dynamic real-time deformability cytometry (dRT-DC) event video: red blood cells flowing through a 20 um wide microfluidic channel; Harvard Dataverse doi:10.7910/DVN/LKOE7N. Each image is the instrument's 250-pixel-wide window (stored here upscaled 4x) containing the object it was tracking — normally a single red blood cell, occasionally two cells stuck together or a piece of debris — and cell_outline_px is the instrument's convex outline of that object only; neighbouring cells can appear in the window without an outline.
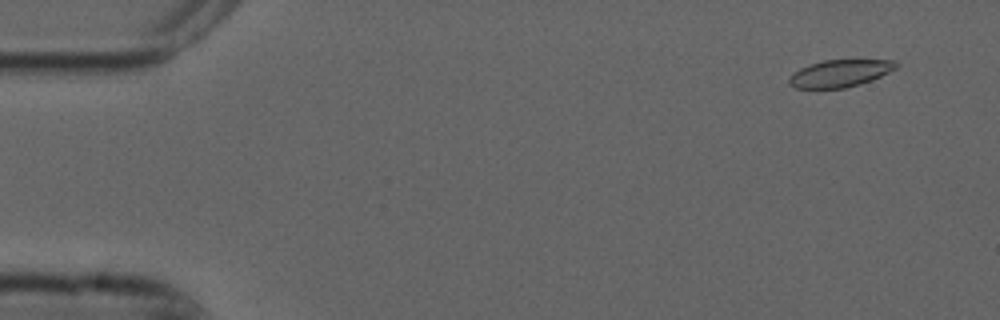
{"species": "common noctule bat (a hibernating species)", "species_latin": "Nyctalus noctula", "temperature_condition": "cold", "stored_images_in_passage": 6, "camera_frame_rate_fps": 3000, "um_per_image_px": 0.085, "animal": {"sex": "male", "forearm_length_mm": 52.5}, "frame": {"image": 1, "passage_image": 1, "time_ms": 0.0, "image_size_px": [1000, 320], "cell_outline_px": [[900, 64], [896, 68], [872, 80], [860, 84], [844, 88], [796, 88], [788, 84], [788, 80], [792, 72], [800, 68], [824, 60], [896, 60]], "centroid_in_image_um": [71.39, 6.23], "position_along_channel_um": 13.6, "area_um2": 16.94}}
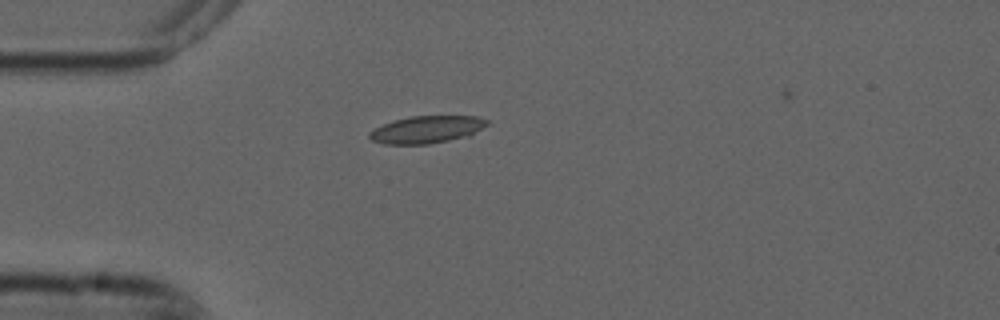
{"frame": {"image": 2, "passage_image": 4, "time_ms": 1.0, "image_size_px": [1000, 320], "cell_outline_px": [[488, 124], [472, 136], [428, 144], [384, 144], [372, 140], [368, 136], [368, 132], [392, 120], [412, 116], [480, 116], [488, 120]], "centroid_in_image_um": [36.31, 11.01], "position_along_channel_um": 48.7, "area_um2": 18.9}}